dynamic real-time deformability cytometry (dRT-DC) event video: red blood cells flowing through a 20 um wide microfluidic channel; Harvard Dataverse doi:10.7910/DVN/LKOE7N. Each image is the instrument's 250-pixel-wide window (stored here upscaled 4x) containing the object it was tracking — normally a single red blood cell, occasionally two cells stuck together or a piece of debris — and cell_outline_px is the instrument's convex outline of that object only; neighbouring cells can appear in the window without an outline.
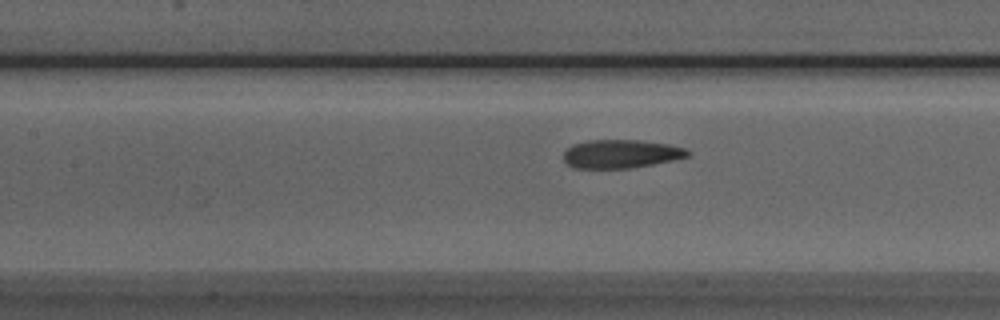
{"species": "Egyptian fruit bat (a non-hibernating species)", "species_latin": "Rousettus aegyptiacus", "temperature_condition": "room temperature", "stored_images_in_passage": 44, "camera_frame_rate_fps": 3000, "um_per_image_px": 0.085, "animal": {"sex": "male"}, "frame": {"image": 1, "passage_image": 14, "time_ms": 4.333, "image_size_px": [1000, 320], "cell_outline_px": [[692, 156], [632, 168], [572, 168], [564, 160], [564, 152], [572, 144], [588, 140], [640, 140], [668, 144], [684, 148], [692, 152]], "centroid_in_image_um": [52.8, 13.08], "position_along_channel_um": 154.6, "area_um2": 20.69}}
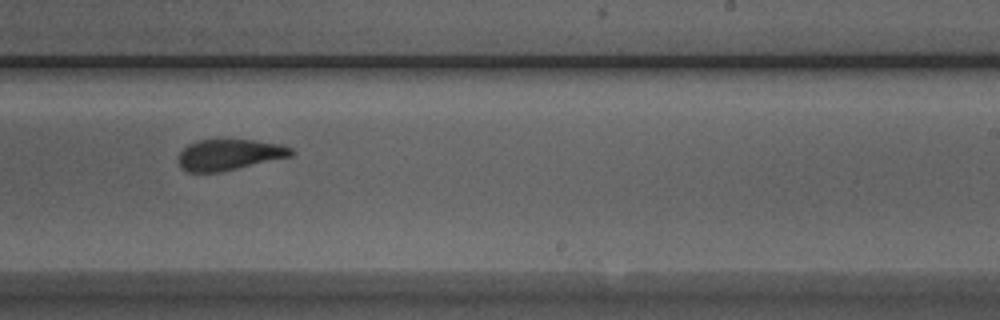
{"frame": {"image": 2, "passage_image": 23, "time_ms": 7.333, "image_size_px": [1000, 320], "cell_outline_px": [[296, 152], [292, 156], [220, 172], [188, 172], [180, 168], [176, 160], [176, 156], [188, 144], [196, 140], [252, 140], [280, 144], [292, 148]], "centroid_in_image_um": [19.45, 13.15], "position_along_channel_um": 269.6, "area_um2": 20.52}}
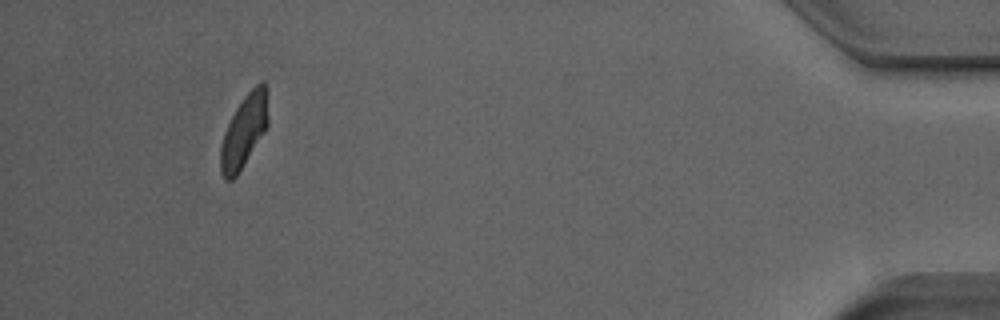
{"frame": {"image": 3, "passage_image": 40, "time_ms": 13.0, "image_size_px": [1000, 320], "cell_outline_px": [[268, 124], [264, 132], [236, 176], [232, 180], [224, 180], [220, 172], [220, 144], [224, 132], [236, 108], [244, 96], [260, 80], [264, 80], [268, 116]], "centroid_in_image_um": [20.71, 11.16], "position_along_channel_um": 414.5, "area_um2": 19.88}, "authors_computed_cell_mechanics": {"area_um2": 21.0681, "velocity_mm_per_s": 3.8485, "shape_relaxation_time_tau1_ms": 6.9586, "shape_relaxation_time_tau2_ms": 1.4244, "deformation_change_tau1": 0.2008, "deformation_change_tau2": 0.0893}}